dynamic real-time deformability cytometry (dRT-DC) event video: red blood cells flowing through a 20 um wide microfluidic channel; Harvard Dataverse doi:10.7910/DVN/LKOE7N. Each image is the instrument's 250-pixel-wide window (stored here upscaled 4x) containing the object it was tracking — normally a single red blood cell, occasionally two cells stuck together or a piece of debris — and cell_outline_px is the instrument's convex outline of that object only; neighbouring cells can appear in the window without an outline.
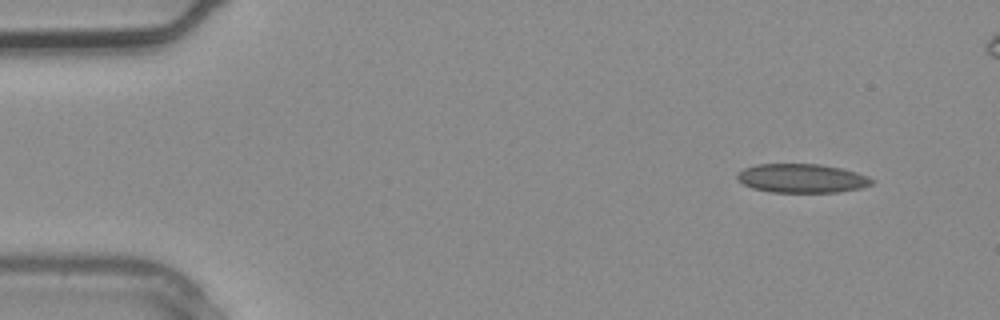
{"species": "common noctule bat (a hibernating species)", "species_latin": "Nyctalus noctula", "temperature_condition": "warm", "stored_images_in_passage": 3, "camera_frame_rate_fps": 3000, "um_per_image_px": 0.085, "animal": {"sex": "male", "body_mass_g": 20.4}, "frame": {"image": 1, "passage_image": 1, "time_ms": 0.0, "image_size_px": [1000, 320], "cell_outline_px": [[876, 180], [872, 184], [860, 188], [836, 192], [772, 192], [752, 188], [736, 180], [736, 172], [744, 168], [756, 164], [820, 164], [840, 168], [856, 172], [868, 176]], "centroid_in_image_um": [68.13, 15.15], "position_along_channel_um": 16.9, "area_um2": 22.77}}